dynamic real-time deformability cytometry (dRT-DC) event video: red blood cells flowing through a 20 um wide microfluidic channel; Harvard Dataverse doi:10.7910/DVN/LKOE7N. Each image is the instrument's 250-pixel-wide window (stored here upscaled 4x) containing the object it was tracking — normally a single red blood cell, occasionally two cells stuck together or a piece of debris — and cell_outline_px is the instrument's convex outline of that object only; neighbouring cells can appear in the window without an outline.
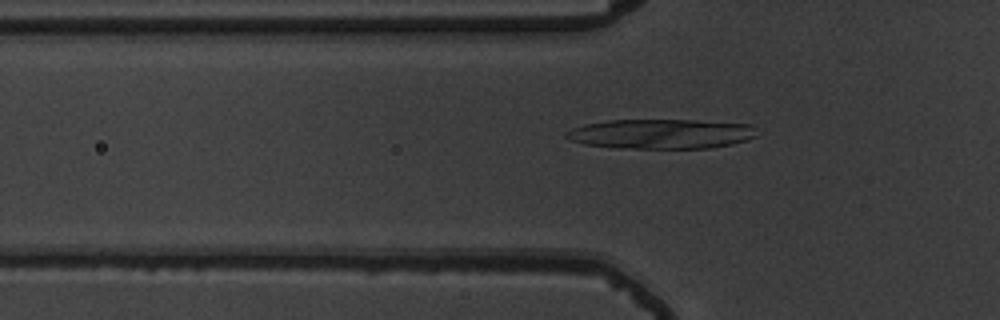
{"species": "common noctule bat (a hibernating species)", "species_latin": "Nyctalus noctula", "temperature_condition": "warm", "stored_images_in_passage": 51, "camera_frame_rate_fps": 3000, "um_per_image_px": 0.085, "animal": {"sex": "male", "body_mass_g": 19.5, "forearm_length_mm": 54.6}, "frame": {"image": 1, "passage_image": 19, "time_ms": 6.0, "image_size_px": [1000, 320], "cell_outline_px": [[756, 136], [748, 140], [732, 144], [708, 148], [620, 148], [584, 144], [572, 140], [564, 136], [564, 132], [572, 128], [584, 124], [608, 120], [696, 120], [748, 124], [752, 128]], "centroid_in_image_um": [56.14, 11.38], "position_along_channel_um": 69.7, "area_um2": 32.89}}
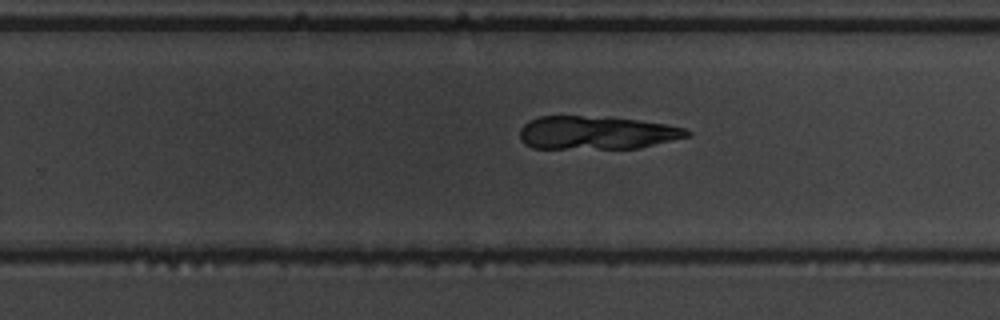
{"frame": {"image": 2, "passage_image": 36, "time_ms": 11.667, "image_size_px": [1000, 320], "cell_outline_px": [[692, 136], [640, 148], [532, 148], [524, 144], [520, 140], [520, 128], [528, 120], [540, 116], [612, 116], [640, 120], [664, 124], [684, 128], [692, 132]], "centroid_in_image_um": [50.72, 11.27], "position_along_channel_um": 279.1, "area_um2": 32.89}}
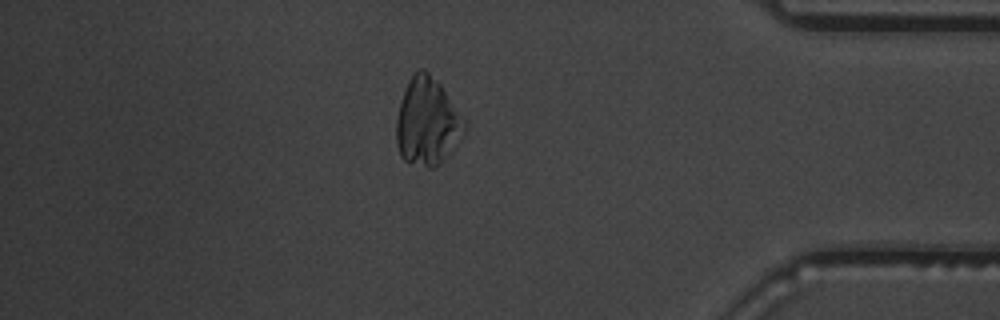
{"frame": {"image": 3, "passage_image": 48, "time_ms": 15.667, "image_size_px": [1000, 320], "cell_outline_px": [[460, 124], [440, 164], [436, 168], [428, 168], [404, 160], [400, 156], [396, 144], [396, 120], [400, 104], [408, 80], [420, 68], [424, 68], [440, 84]], "centroid_in_image_um": [36.11, 10.34], "position_along_channel_um": 399.1, "area_um2": 31.91}}